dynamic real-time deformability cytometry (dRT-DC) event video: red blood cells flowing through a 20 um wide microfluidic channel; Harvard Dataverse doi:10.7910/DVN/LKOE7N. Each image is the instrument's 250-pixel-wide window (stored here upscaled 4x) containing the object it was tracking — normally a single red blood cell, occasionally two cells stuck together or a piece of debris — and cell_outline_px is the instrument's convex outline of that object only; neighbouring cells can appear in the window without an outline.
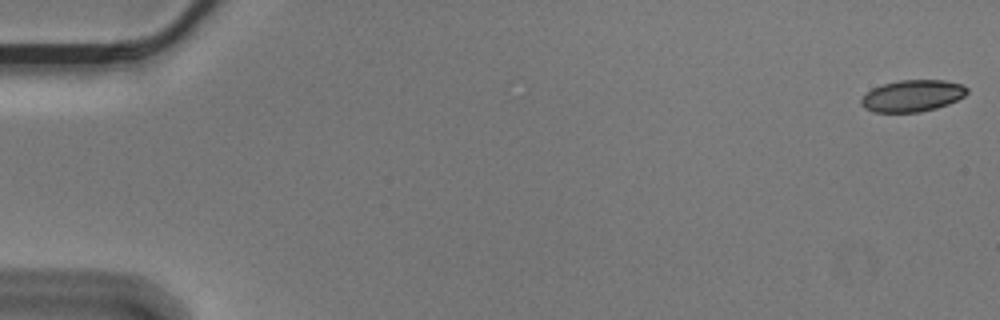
{"species": "Egyptian fruit bat (a non-hibernating species)", "species_latin": "Rousettus aegyptiacus", "temperature_condition": "cold", "stored_images_in_passage": 57, "camera_frame_rate_fps": 3000, "um_per_image_px": 0.085, "animal": {"sex": "male"}, "frame": {"image": 1, "passage_image": 1, "time_ms": 0.0, "image_size_px": [1000, 320], "cell_outline_px": [[968, 92], [964, 96], [948, 104], [936, 108], [920, 112], [872, 112], [864, 108], [860, 104], [860, 100], [872, 88], [884, 84], [900, 80], [944, 80], [960, 84], [968, 88]], "centroid_in_image_um": [77.54, 8.15], "position_along_channel_um": 7.5, "area_um2": 19.48}}
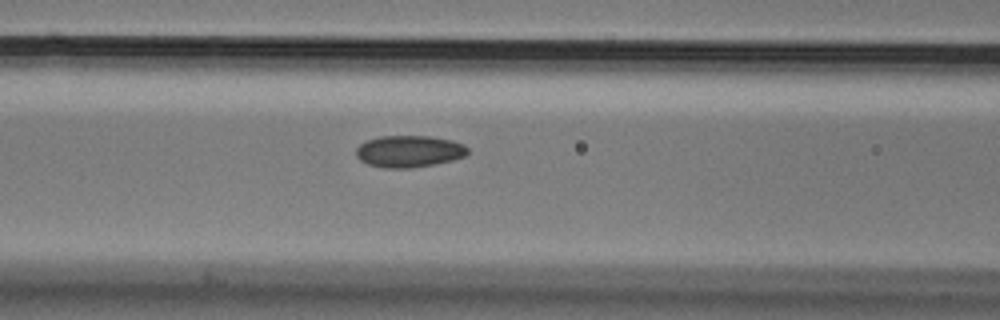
{"frame": {"image": 2, "passage_image": 24, "time_ms": 7.667, "image_size_px": [1000, 320], "cell_outline_px": [[468, 152], [464, 156], [452, 160], [412, 168], [384, 168], [368, 164], [360, 160], [356, 156], [356, 148], [360, 144], [368, 140], [380, 136], [428, 136], [452, 140], [464, 144], [468, 148]], "centroid_in_image_um": [34.76, 12.86], "position_along_channel_um": 131.8, "area_um2": 20.63}}
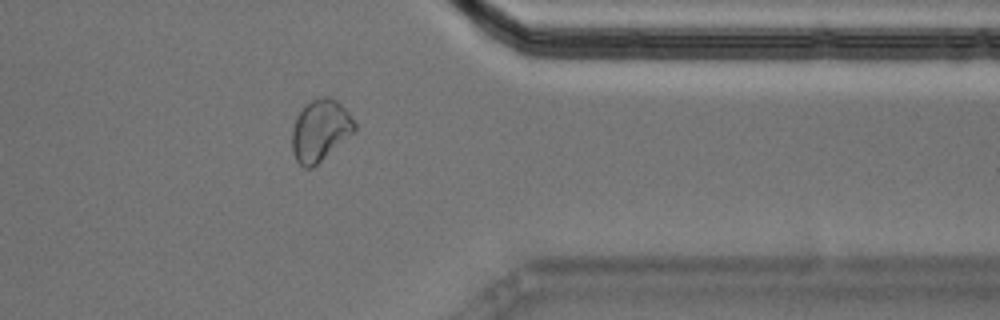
{"frame": {"image": 3, "passage_image": 46, "time_ms": 15.0, "image_size_px": [1000, 320], "cell_outline_px": [[356, 132], [312, 168], [304, 168], [296, 160], [292, 152], [292, 128], [300, 112], [312, 100], [324, 96], [328, 96], [336, 100], [348, 112], [356, 124]], "centroid_in_image_um": [27.24, 11.11], "position_along_channel_um": 384.2, "area_um2": 22.31}, "authors_computed_cell_mechanics": {"area_um2": 20.5768, "velocity_mm_per_s": 3.5665, "shape_relaxation_time_tau1_ms": null, "shape_relaxation_time_tau2_ms": 2.0537, "deformation_change_tau1": null, "deformation_change_tau2": 0.0562}}